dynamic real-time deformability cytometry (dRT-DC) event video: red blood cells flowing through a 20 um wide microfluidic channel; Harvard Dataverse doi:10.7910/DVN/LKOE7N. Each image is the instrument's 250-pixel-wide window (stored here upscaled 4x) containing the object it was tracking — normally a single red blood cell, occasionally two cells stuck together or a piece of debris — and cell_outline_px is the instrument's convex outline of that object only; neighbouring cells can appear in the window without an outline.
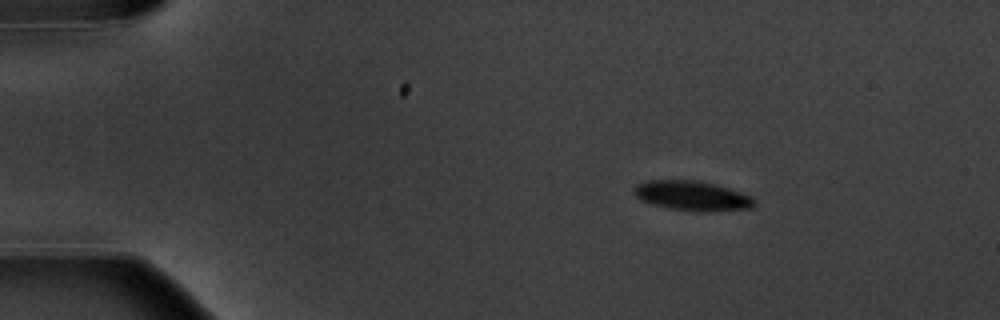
{"species": "common noctule bat (a hibernating species)", "species_latin": "Nyctalus noctula", "temperature_condition": "warm", "stored_images_in_passage": 5, "camera_frame_rate_fps": 3000, "um_per_image_px": 0.085, "animal": {"sex": "male", "body_mass_g": 20.1, "forearm_length_mm": 53.5}, "frame": {"image": 1, "passage_image": 1, "time_ms": 0.0, "image_size_px": [1000, 320], "cell_outline_px": [[756, 204], [752, 208], [712, 212], [692, 212], [668, 208], [652, 204], [636, 196], [632, 192], [636, 184], [644, 180], [696, 180], [728, 188], [752, 196], [756, 200]], "centroid_in_image_um": [58.85, 16.66], "position_along_channel_um": 26.2, "area_um2": 21.1}}